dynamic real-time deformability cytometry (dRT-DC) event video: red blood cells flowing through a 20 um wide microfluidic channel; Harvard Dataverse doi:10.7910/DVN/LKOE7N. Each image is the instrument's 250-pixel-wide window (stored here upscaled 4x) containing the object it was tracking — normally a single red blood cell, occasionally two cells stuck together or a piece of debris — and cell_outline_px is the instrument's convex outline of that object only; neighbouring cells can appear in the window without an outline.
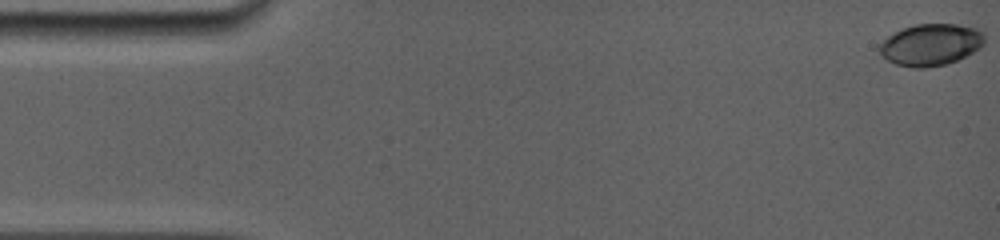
{"species": "common noctule bat (a hibernating species)", "species_latin": "Nyctalus noctula", "temperature_condition": "room temperature", "stored_images_in_passage": 82, "camera_frame_rate_fps": 5000, "um_per_image_px": 0.085, "animal": {"sex": "female", "body_mass_g": 19.0, "forearm_length_mm": 56.7}, "frame": {"image": 1, "passage_image": 1, "time_ms": 0.0, "image_size_px": [1000, 240], "cell_outline_px": [[984, 44], [980, 48], [956, 60], [944, 64], [928, 68], [912, 68], [896, 64], [880, 56], [876, 48], [888, 36], [904, 28], [916, 24], [956, 24], [976, 28], [984, 32]], "centroid_in_image_um": [79.09, 3.8], "position_along_channel_um": 5.9, "area_um2": 25.61}}
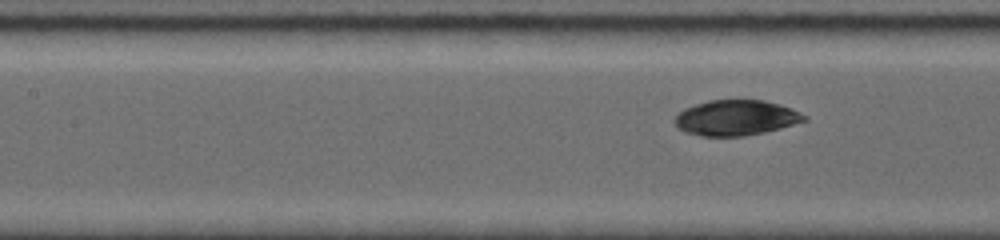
{"frame": {"image": 2, "passage_image": 36, "time_ms": 7.0, "image_size_px": [1000, 240], "cell_outline_px": [[808, 120], [780, 128], [764, 132], [744, 136], [700, 136], [684, 132], [676, 128], [672, 120], [684, 108], [708, 100], [764, 100], [780, 104], [792, 108], [808, 116]], "centroid_in_image_um": [62.54, 10.01], "position_along_channel_um": 144.9, "area_um2": 26.99}}
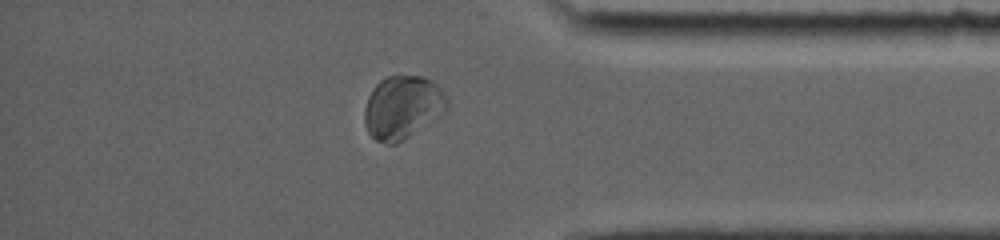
{"frame": {"image": 3, "passage_image": 70, "time_ms": 13.8, "image_size_px": [1000, 240], "cell_outline_px": [[448, 108], [436, 120], [404, 140], [396, 144], [388, 144], [376, 140], [368, 132], [364, 124], [364, 108], [368, 96], [372, 88], [380, 80], [388, 76], [420, 76], [432, 80], [440, 88], [448, 100]], "centroid_in_image_um": [34.21, 9.14], "position_along_channel_um": 401.0, "area_um2": 30.75}, "authors_computed_cell_mechanics": {"area_um2": 27.455, "velocity_mm_per_s": 3.863, "shape_relaxation_time_tau1_ms": 4.0016, "shape_relaxation_time_tau2_ms": 1.3062, "deformation_change_tau1": 0.1086, "deformation_change_tau2": 0.0419}}